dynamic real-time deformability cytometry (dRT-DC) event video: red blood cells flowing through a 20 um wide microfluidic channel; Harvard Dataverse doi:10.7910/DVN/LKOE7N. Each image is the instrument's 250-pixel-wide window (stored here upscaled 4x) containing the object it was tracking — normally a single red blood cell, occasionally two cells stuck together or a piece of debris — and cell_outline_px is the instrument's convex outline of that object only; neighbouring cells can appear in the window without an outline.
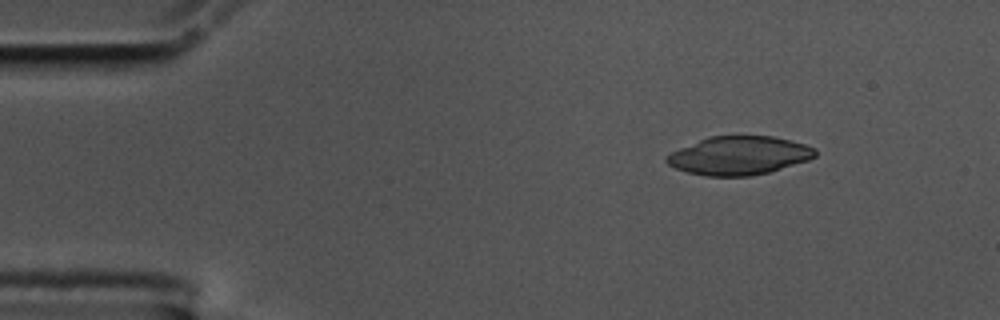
{"species": "common noctule bat (a hibernating species)", "species_latin": "Nyctalus noctula", "temperature_condition": "cold", "stored_images_in_passage": 50, "camera_frame_rate_fps": 3000, "um_per_image_px": 0.085, "animal": {"sex": "male", "body_mass_g": 17.5, "forearm_length_mm": 52.3}, "frame": {"image": 1, "passage_image": 1, "time_ms": 0.0, "image_size_px": [1000, 320], "cell_outline_px": [[816, 156], [808, 160], [768, 172], [752, 176], [708, 176], [688, 172], [676, 168], [668, 164], [664, 160], [672, 152], [680, 148], [708, 136], [772, 136], [804, 144], [816, 148]], "centroid_in_image_um": [62.82, 13.22], "position_along_channel_um": 22.2, "area_um2": 33.0}}